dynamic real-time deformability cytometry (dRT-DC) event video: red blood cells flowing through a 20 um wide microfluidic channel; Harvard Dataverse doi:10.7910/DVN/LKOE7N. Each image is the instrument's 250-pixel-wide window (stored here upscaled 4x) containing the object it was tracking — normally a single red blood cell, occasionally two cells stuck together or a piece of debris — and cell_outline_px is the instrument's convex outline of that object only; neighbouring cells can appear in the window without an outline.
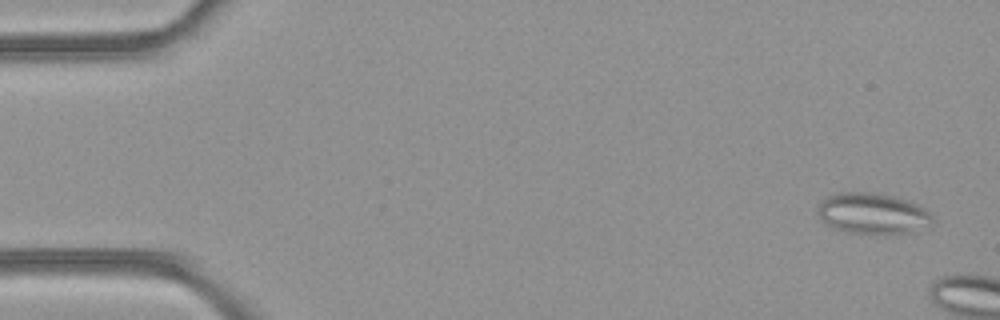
{"species": "common noctule bat (a hibernating species)", "species_latin": "Nyctalus noctula", "temperature_condition": "room temperature", "stored_images_in_passage": 3, "camera_frame_rate_fps": 3000, "um_per_image_px": 0.085, "animal": {"sex": "female", "body_mass_g": 21.9}, "frame": {"image": 1, "passage_image": 1, "time_ms": 0.0, "image_size_px": [1000, 320], "cell_outline_px": [[932, 224], [912, 232], [844, 232], [832, 228], [824, 224], [820, 220], [816, 212], [816, 204], [820, 200], [828, 196], [840, 192], [868, 192], [892, 196], [916, 204], [928, 212], [932, 216]], "centroid_in_image_um": [74.05, 18.13], "position_along_channel_um": 10.9, "area_um2": 27.11}}